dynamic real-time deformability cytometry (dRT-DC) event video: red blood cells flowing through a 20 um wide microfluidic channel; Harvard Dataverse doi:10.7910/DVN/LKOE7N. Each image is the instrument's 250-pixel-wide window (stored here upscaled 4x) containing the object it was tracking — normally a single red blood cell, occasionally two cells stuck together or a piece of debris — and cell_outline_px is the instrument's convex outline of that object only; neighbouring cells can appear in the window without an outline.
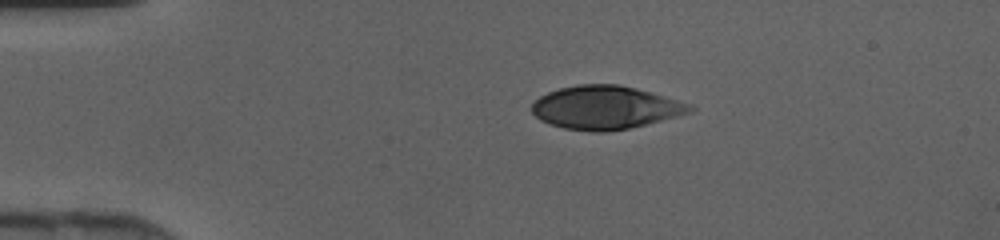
{"species": "human", "species_latin": "Homo sapiens", "temperature_condition": "cold", "stored_images_in_passage": 37, "camera_frame_rate_fps": 3000, "um_per_image_px": 0.085, "donor": {"sex": "female"}, "frame": {"image": 1, "passage_image": 1, "time_ms": 0.0, "image_size_px": [1000, 240], "cell_outline_px": [[696, 108], [692, 112], [628, 128], [608, 132], [592, 132], [564, 128], [540, 120], [532, 112], [532, 104], [540, 96], [548, 92], [560, 88], [576, 84], [620, 84], [636, 88], [692, 104]], "centroid_in_image_um": [51.46, 9.13], "position_along_channel_um": 33.5, "area_um2": 39.71}}
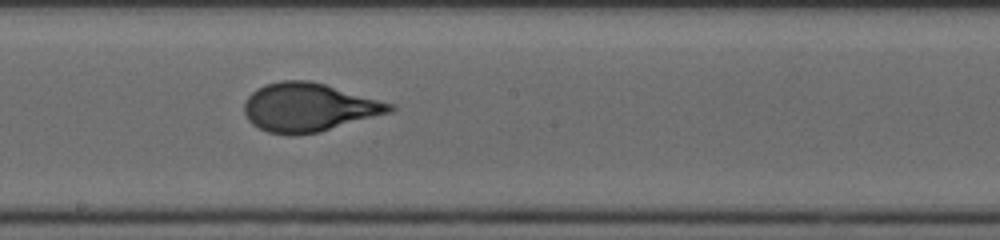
{"frame": {"image": 2, "passage_image": 17, "time_ms": 5.333, "image_size_px": [1000, 240], "cell_outline_px": [[396, 108], [392, 112], [320, 132], [296, 136], [268, 132], [252, 124], [248, 120], [244, 112], [244, 104], [248, 96], [256, 88], [264, 84], [280, 80], [308, 80], [324, 84], [396, 104]], "centroid_in_image_um": [26.25, 9.13], "position_along_channel_um": 221.9, "area_um2": 41.44}}
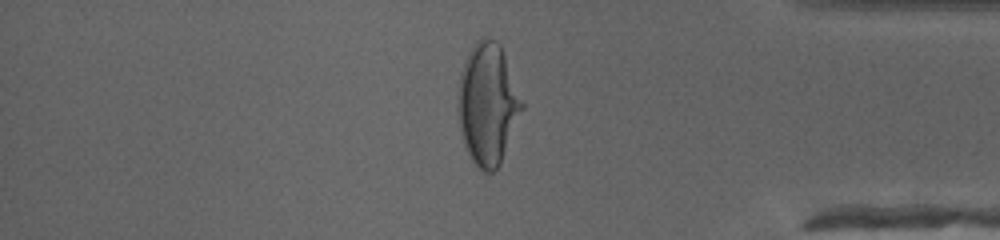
{"frame": {"image": 3, "passage_image": 30, "time_ms": 9.667, "image_size_px": [1000, 240], "cell_outline_px": [[524, 108], [500, 164], [492, 172], [484, 172], [472, 160], [464, 144], [460, 132], [456, 108], [456, 92], [460, 72], [464, 60], [468, 52], [476, 40], [480, 36], [484, 36], [496, 40], [500, 44], [524, 104]], "centroid_in_image_um": [41.42, 8.81], "position_along_channel_um": 393.8, "area_um2": 45.84}}